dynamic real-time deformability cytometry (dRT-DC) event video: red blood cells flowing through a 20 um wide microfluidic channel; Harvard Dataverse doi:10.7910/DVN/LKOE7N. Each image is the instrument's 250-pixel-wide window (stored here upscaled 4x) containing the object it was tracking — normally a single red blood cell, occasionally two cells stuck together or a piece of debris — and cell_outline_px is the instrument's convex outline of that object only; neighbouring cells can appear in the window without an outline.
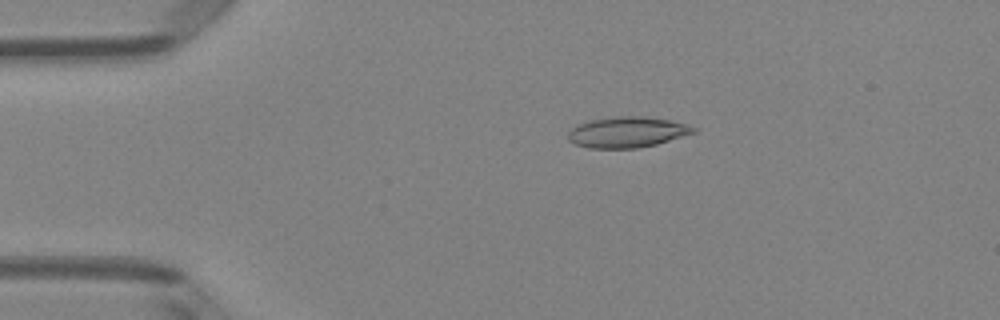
{"species": "Egyptian fruit bat (a non-hibernating species)", "species_latin": "Rousettus aegyptiacus", "temperature_condition": "room temperature", "stored_images_in_passage": 49, "camera_frame_rate_fps": 3000, "um_per_image_px": 0.085, "animal": {"sex": "female"}, "frame": {"image": 1, "passage_image": 9, "time_ms": 2.667, "image_size_px": [1000, 320], "cell_outline_px": [[696, 132], [656, 144], [636, 148], [588, 148], [576, 144], [568, 140], [568, 132], [572, 128], [580, 124], [592, 120], [620, 116], [644, 116], [668, 120], [684, 124], [696, 128]], "centroid_in_image_um": [53.29, 11.24], "position_along_channel_um": 31.7, "area_um2": 22.08}}
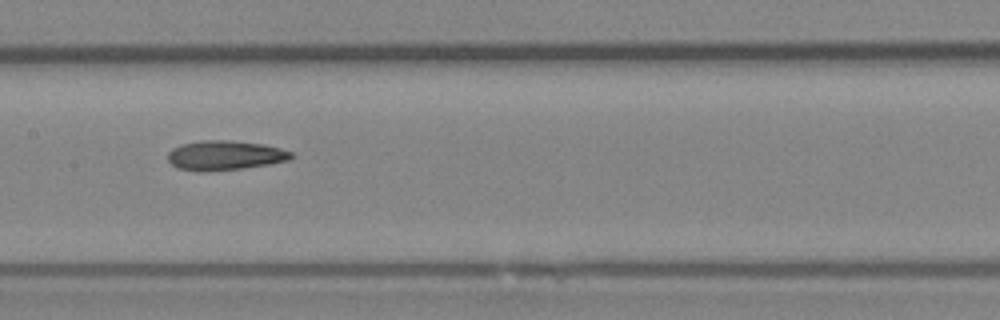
{"frame": {"image": 2, "passage_image": 24, "time_ms": 7.667, "image_size_px": [1000, 320], "cell_outline_px": [[296, 156], [288, 160], [268, 164], [240, 168], [204, 172], [200, 172], [176, 168], [168, 160], [168, 152], [172, 148], [180, 144], [204, 140], [232, 140], [264, 144], [280, 148], [292, 152]], "centroid_in_image_um": [19.1, 13.2], "position_along_channel_um": 188.3, "area_um2": 21.39}}
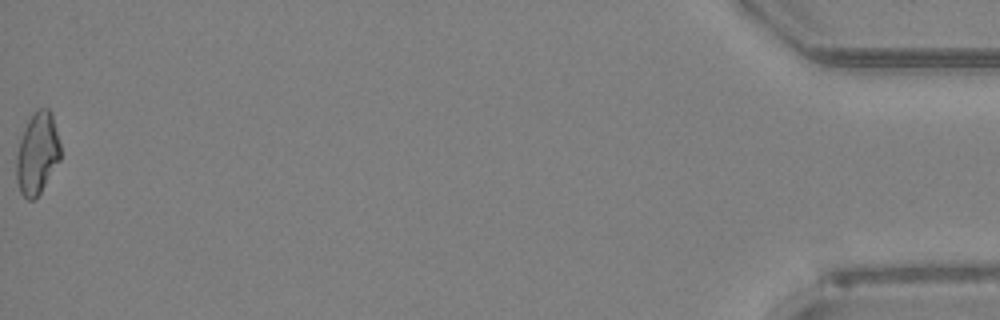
{"frame": {"image": 3, "passage_image": 49, "time_ms": 16.0, "image_size_px": [1000, 320], "cell_outline_px": [[60, 160], [36, 200], [28, 200], [20, 192], [16, 180], [16, 156], [20, 140], [24, 128], [32, 112], [40, 108], [48, 108], [52, 112], [60, 144]], "centroid_in_image_um": [3.16, 13.05], "position_along_channel_um": 432.0, "area_um2": 21.21}, "authors_computed_cell_mechanics": {"area_um2": 21.1548, "velocity_mm_per_s": 4.114, "shape_relaxation_time_tau1_ms": 7.363, "shape_relaxation_time_tau2_ms": 4.4805, "deformation_change_tau1": 0.2114, "deformation_change_tau2": 0.1514}}